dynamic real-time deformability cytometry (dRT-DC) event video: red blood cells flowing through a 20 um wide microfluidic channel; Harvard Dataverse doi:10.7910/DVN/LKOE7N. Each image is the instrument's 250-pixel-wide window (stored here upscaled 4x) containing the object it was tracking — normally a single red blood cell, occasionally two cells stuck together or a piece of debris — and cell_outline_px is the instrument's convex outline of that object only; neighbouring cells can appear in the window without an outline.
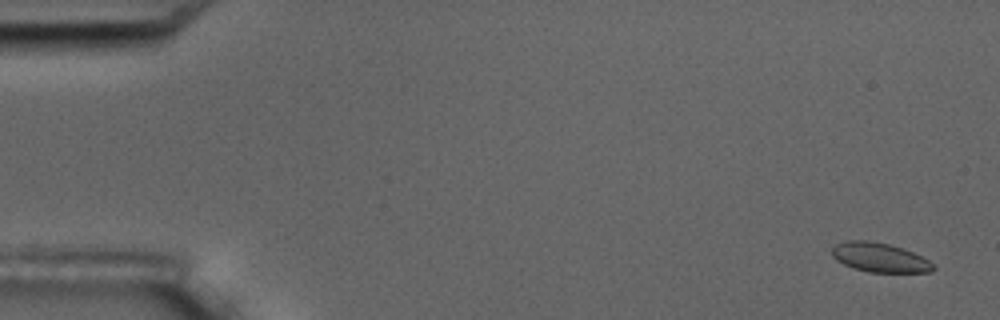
{"species": "common noctule bat (a hibernating species)", "species_latin": "Nyctalus noctula", "temperature_condition": "room temperature", "stored_images_in_passage": 4, "camera_frame_rate_fps": 3000, "um_per_image_px": 0.085, "animal": {"sex": "male", "body_mass_g": 17.5, "forearm_length_mm": 52.3}, "frame": {"image": 1, "passage_image": 1, "time_ms": 0.0, "image_size_px": [1000, 320], "cell_outline_px": [[936, 268], [932, 272], [868, 272], [852, 268], [836, 260], [832, 256], [832, 248], [836, 244], [848, 240], [868, 240], [888, 244], [912, 252], [936, 264]], "centroid_in_image_um": [74.77, 21.89], "position_along_channel_um": 10.2, "area_um2": 17.28}}
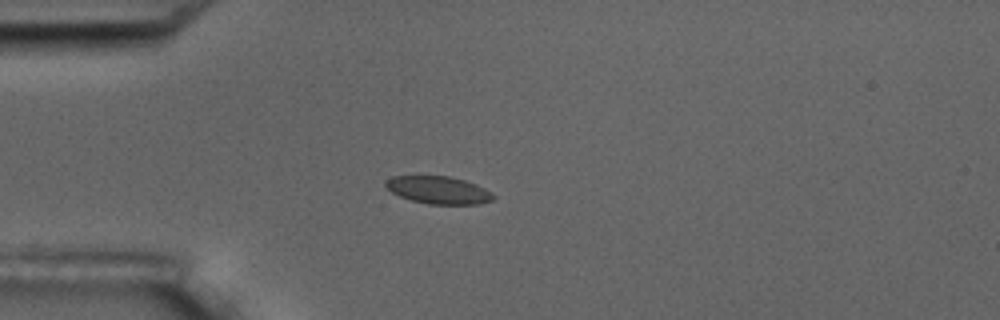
{"frame": {"image": 2, "passage_image": 4, "time_ms": 4.333, "image_size_px": [1000, 320], "cell_outline_px": [[496, 196], [492, 200], [480, 204], [428, 204], [412, 200], [400, 196], [392, 192], [384, 184], [384, 180], [392, 176], [448, 176], [464, 180], [476, 184], [484, 188]], "centroid_in_image_um": [37.26, 16.15], "position_along_channel_um": 47.7, "area_um2": 17.22}}